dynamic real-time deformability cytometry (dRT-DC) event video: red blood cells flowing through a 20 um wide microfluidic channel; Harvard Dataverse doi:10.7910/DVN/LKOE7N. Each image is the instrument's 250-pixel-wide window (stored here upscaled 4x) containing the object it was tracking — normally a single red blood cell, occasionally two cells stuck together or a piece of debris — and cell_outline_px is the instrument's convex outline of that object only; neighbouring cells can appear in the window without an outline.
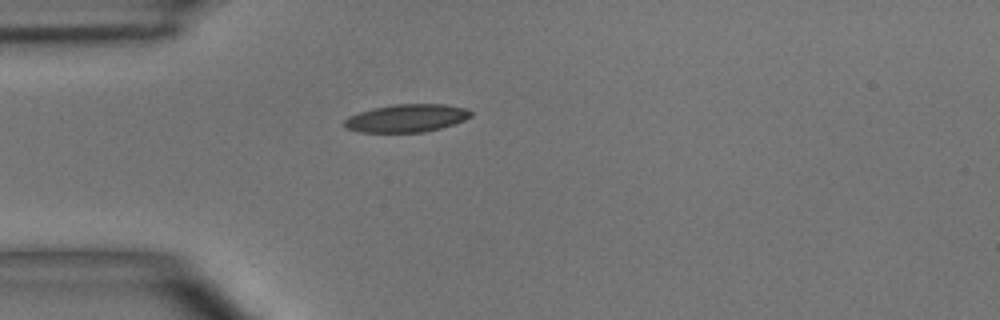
{"species": "common noctule bat (a hibernating species)", "species_latin": "Nyctalus noctula", "temperature_condition": "room temperature", "stored_images_in_passage": 1, "camera_frame_rate_fps": 3000, "um_per_image_px": 0.085, "animal": {"sex": "male", "body_mass_g": 15.6}, "frame": {"image": 1, "passage_image": 1, "time_ms": 0.0, "image_size_px": [1000, 320], "cell_outline_px": [[472, 116], [464, 120], [440, 128], [424, 132], [360, 132], [344, 128], [344, 120], [348, 116], [372, 108], [396, 104], [444, 104], [468, 108], [472, 112]], "centroid_in_image_um": [34.56, 10.04], "position_along_channel_um": 50.4, "area_um2": 20.58}}